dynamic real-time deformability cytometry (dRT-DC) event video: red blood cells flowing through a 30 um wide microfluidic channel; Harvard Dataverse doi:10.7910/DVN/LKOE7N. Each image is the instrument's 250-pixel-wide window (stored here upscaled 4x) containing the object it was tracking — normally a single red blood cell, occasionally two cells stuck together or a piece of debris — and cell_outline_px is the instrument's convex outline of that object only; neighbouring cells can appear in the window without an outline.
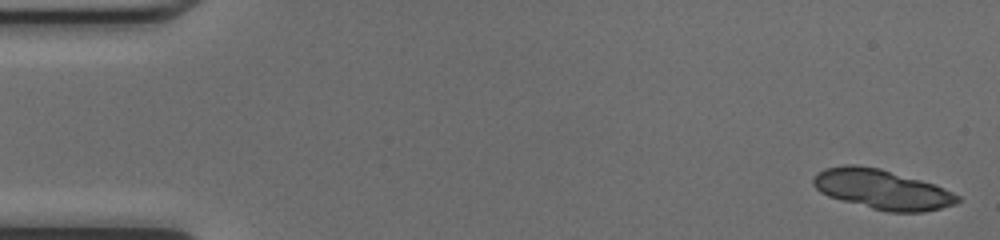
{"species": "common noctule bat (a hibernating species)", "species_latin": "Nyctalus noctula", "temperature_condition": "cold", "stored_images_in_passage": 48, "segment_of_instrument_passage": [1, 2], "camera_frame_rate_fps": 3000, "um_per_image_px": 0.085, "animal": {"sex": "female", "body_mass_g": 17.0, "forearm_length_mm": 48.0}, "frame": {"image": 1, "passage_image": 1, "time_ms": 0.0, "image_size_px": [1000, 240], "cell_outline_px": [[960, 200], [956, 204], [924, 212], [888, 212], [872, 208], [828, 196], [820, 192], [812, 184], [812, 180], [824, 168], [844, 164], [856, 164], [880, 168], [920, 180], [944, 188], [960, 196]], "centroid_in_image_um": [74.97, 16.09], "position_along_channel_um": 10.0, "area_um2": 33.18}}